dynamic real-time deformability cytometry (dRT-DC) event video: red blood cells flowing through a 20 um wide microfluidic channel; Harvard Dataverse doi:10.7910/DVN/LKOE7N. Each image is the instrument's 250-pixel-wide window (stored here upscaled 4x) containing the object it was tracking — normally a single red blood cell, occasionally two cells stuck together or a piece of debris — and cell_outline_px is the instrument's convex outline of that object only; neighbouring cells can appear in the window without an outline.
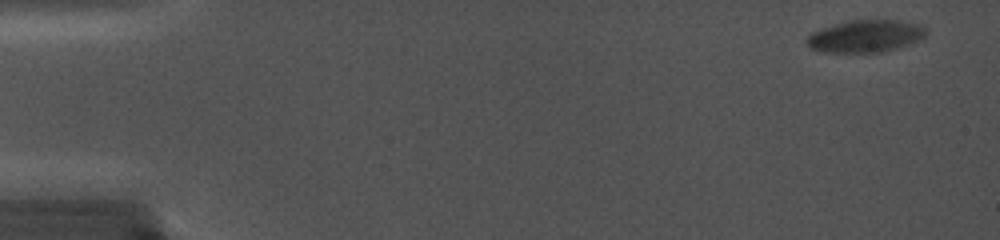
{"species": "common noctule bat (a hibernating species)", "species_latin": "Nyctalus noctula", "temperature_condition": "cold", "stored_images_in_passage": 87, "camera_frame_rate_fps": 5000, "um_per_image_px": 0.085, "animal": {"sex": "female", "body_mass_g": 19.0, "forearm_length_mm": 56.7}, "frame": {"image": 1, "passage_image": 5, "time_ms": 0.8, "image_size_px": [1000, 240], "cell_outline_px": [[928, 32], [924, 36], [908, 44], [896, 48], [880, 52], [820, 52], [808, 48], [804, 40], [812, 32], [820, 28], [848, 20], [900, 20], [920, 24]], "centroid_in_image_um": [73.49, 3.07], "position_along_channel_um": 11.5, "area_um2": 22.54}}
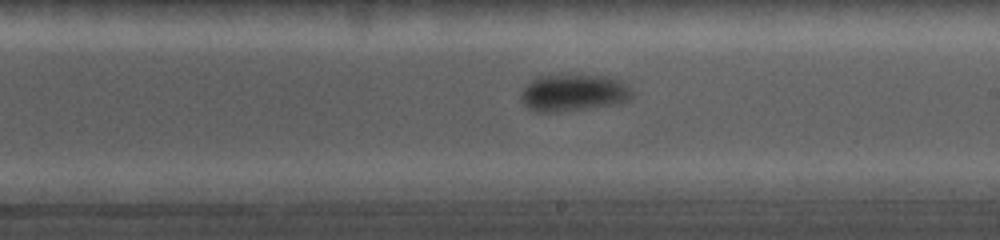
{"frame": {"image": 2, "passage_image": 55, "time_ms": 10.8, "image_size_px": [1000, 240], "cell_outline_px": [[632, 96], [628, 100], [620, 104], [560, 112], [536, 112], [528, 108], [520, 100], [520, 92], [532, 80], [540, 76], [580, 72], [604, 76], [620, 80], [632, 92]], "centroid_in_image_um": [48.73, 7.86], "position_along_channel_um": 240.3, "area_um2": 24.68}}
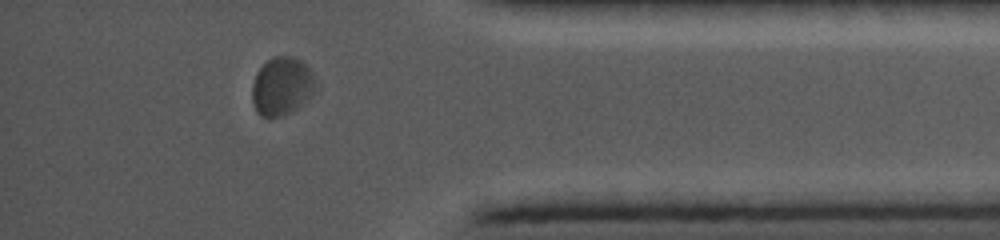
{"frame": {"image": 3, "passage_image": 79, "time_ms": 15.6, "image_size_px": [1000, 240], "cell_outline_px": [[320, 84], [296, 108], [284, 116], [260, 116], [256, 112], [252, 100], [252, 84], [256, 72], [268, 60], [276, 56], [292, 56], [300, 60], [312, 72]], "centroid_in_image_um": [23.95, 7.32], "position_along_channel_um": 411.2, "area_um2": 21.44}}